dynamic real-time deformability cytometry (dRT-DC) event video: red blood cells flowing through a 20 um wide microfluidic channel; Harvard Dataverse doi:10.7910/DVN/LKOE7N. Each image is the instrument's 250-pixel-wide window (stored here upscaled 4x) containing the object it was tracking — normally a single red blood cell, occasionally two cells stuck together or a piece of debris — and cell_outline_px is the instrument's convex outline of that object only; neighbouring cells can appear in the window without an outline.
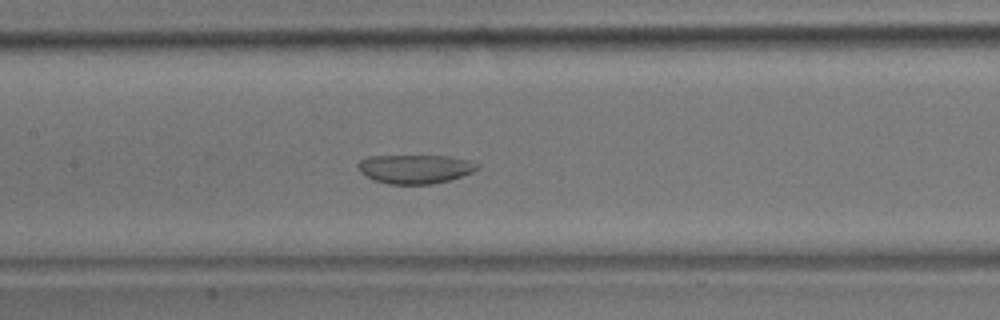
{"species": "common noctule bat (a hibernating species)", "species_latin": "Nyctalus noctula", "temperature_condition": "room temperature", "stored_images_in_passage": 45, "camera_frame_rate_fps": 3000, "um_per_image_px": 0.085, "animal": {"sex": "male", "body_mass_g": 17.9}, "frame": {"image": 1, "passage_image": 18, "time_ms": 5.667, "image_size_px": [1000, 320], "cell_outline_px": [[480, 168], [472, 172], [448, 180], [432, 184], [388, 184], [372, 180], [360, 172], [356, 164], [360, 160], [368, 156], [448, 156], [472, 160], [480, 164]], "centroid_in_image_um": [35.28, 14.35], "position_along_channel_um": 172.1, "area_um2": 20.29}}
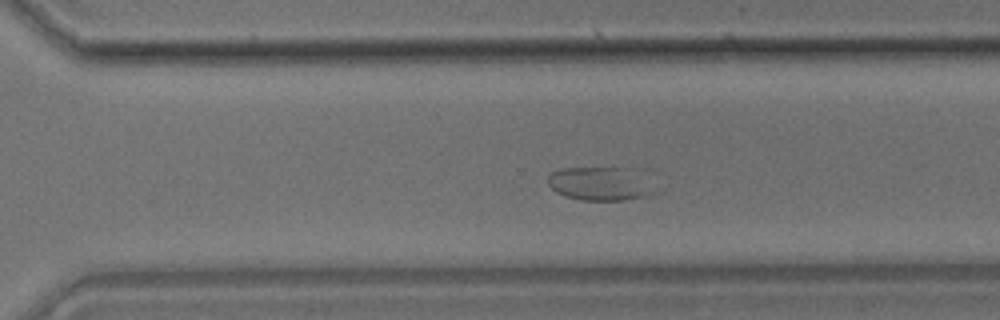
{"frame": {"image": 2, "passage_image": 29, "time_ms": 9.333, "image_size_px": [1000, 320], "cell_outline_px": [[660, 192], [644, 196], [620, 200], [580, 200], [564, 196], [556, 192], [548, 184], [548, 176], [552, 172], [560, 168], [624, 168]], "centroid_in_image_um": [50.89, 15.64], "position_along_channel_um": 319.7, "area_um2": 20.17}}
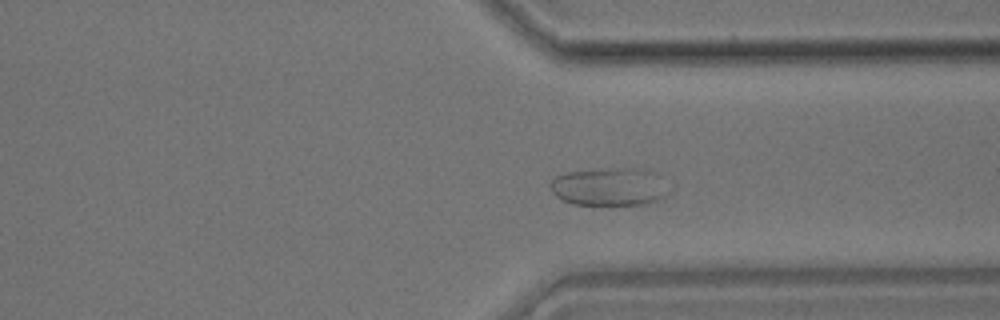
{"frame": {"image": 3, "passage_image": 32, "time_ms": 10.333, "image_size_px": [1000, 320], "cell_outline_px": [[672, 192], [648, 204], [572, 204], [556, 196], [552, 192], [548, 184], [556, 176], [564, 172], [600, 168], [640, 168], [652, 172], [672, 188]], "centroid_in_image_um": [51.8, 15.86], "position_along_channel_um": 359.6, "area_um2": 26.53}}